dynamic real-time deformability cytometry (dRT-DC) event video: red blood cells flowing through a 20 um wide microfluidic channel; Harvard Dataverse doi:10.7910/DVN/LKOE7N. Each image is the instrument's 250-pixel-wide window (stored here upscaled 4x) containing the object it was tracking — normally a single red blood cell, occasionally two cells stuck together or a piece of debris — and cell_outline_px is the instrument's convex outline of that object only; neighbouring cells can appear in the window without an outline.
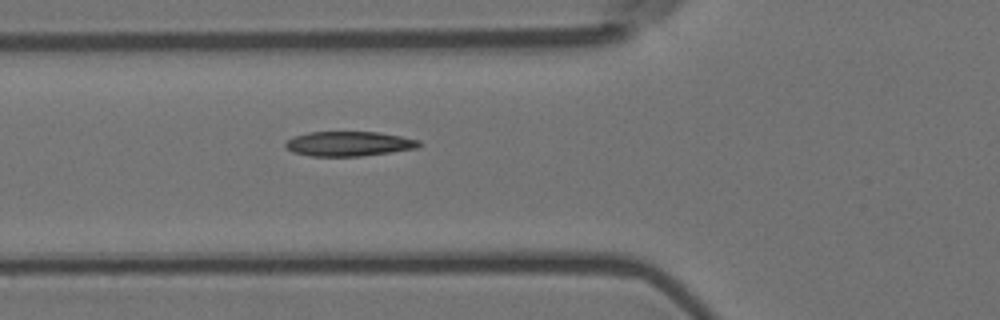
{"species": "Egyptian fruit bat (a non-hibernating species)", "species_latin": "Rousettus aegyptiacus", "temperature_condition": "room temperature", "stored_images_in_passage": 2, "camera_frame_rate_fps": 3000, "um_per_image_px": 0.085, "animal": {"sex": "female"}, "frame": {"image": 1, "passage_image": 2, "time_ms": 0.333, "image_size_px": [1000, 320], "cell_outline_px": [[420, 144], [416, 148], [360, 156], [312, 156], [292, 152], [284, 148], [284, 144], [288, 140], [296, 136], [308, 132], [376, 132], [400, 136], [420, 140]], "centroid_in_image_um": [29.6, 12.22], "position_along_channel_um": 96.2, "area_um2": 19.02}}